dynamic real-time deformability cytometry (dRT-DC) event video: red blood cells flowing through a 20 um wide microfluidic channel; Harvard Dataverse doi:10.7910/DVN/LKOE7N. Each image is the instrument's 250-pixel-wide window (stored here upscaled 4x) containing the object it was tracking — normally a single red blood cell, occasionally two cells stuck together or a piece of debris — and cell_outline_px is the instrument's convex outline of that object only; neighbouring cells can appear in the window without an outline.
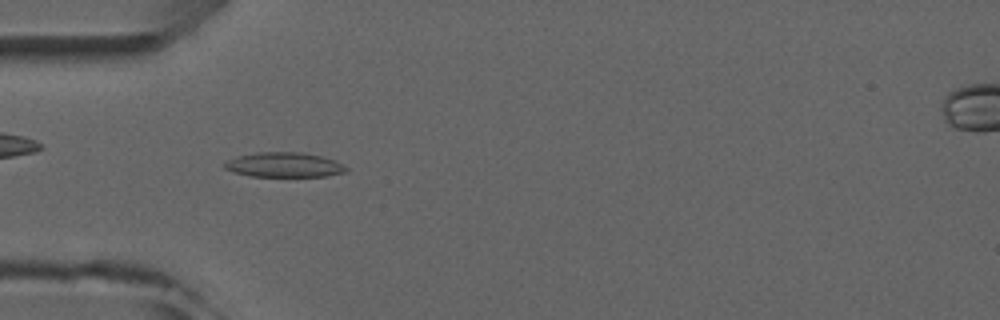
{"species": "common noctule bat (a hibernating species)", "species_latin": "Nyctalus noctula", "temperature_condition": "room temperature", "stored_images_in_passage": 5, "camera_frame_rate_fps": 3000, "um_per_image_px": 0.085, "animal": {"sex": "male", "forearm_length_mm": 52.5}, "frame": {"image": 1, "passage_image": 5, "time_ms": 4.333, "image_size_px": [1000, 320], "cell_outline_px": [[348, 168], [344, 172], [324, 176], [252, 176], [232, 172], [224, 168], [224, 164], [228, 160], [236, 156], [256, 152], [300, 152], [320, 156], [336, 160], [344, 164]], "centroid_in_image_um": [24.14, 14.0], "position_along_channel_um": 60.9, "area_um2": 17.51}}